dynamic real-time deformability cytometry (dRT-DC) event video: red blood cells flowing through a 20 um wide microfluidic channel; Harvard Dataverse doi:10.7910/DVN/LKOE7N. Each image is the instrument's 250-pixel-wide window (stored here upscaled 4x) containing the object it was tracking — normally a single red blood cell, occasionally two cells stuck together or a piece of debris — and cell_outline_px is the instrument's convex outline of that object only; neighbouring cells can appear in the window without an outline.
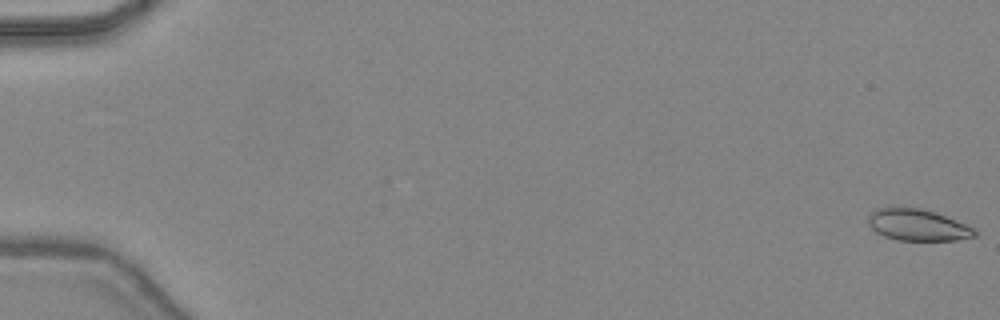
{"species": "common noctule bat (a hibernating species)", "species_latin": "Nyctalus noctula", "temperature_condition": "warm", "stored_images_in_passage": 47, "camera_frame_rate_fps": 3000, "um_per_image_px": 0.085, "animal": {"sex": "female", "body_mass_g": 24.6, "forearm_length_mm": 56.2}, "frame": {"image": 1, "passage_image": 1, "time_ms": 0.0, "image_size_px": [1000, 320], "cell_outline_px": [[976, 236], [956, 240], [896, 240], [884, 236], [876, 232], [868, 224], [868, 216], [876, 208], [920, 208], [944, 216], [976, 228]], "centroid_in_image_um": [77.99, 19.14], "position_along_channel_um": 7.0, "area_um2": 19.31}}
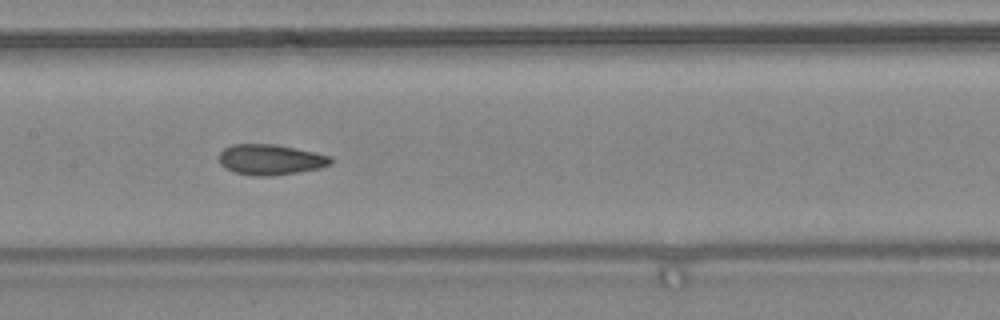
{"frame": {"image": 2, "passage_image": 25, "time_ms": 8.0, "image_size_px": [1000, 320], "cell_outline_px": [[332, 164], [320, 168], [296, 172], [268, 176], [260, 176], [236, 172], [224, 168], [220, 164], [220, 152], [224, 148], [232, 144], [272, 144], [332, 156]], "centroid_in_image_um": [22.98, 13.56], "position_along_channel_um": 184.4, "area_um2": 19.54}}
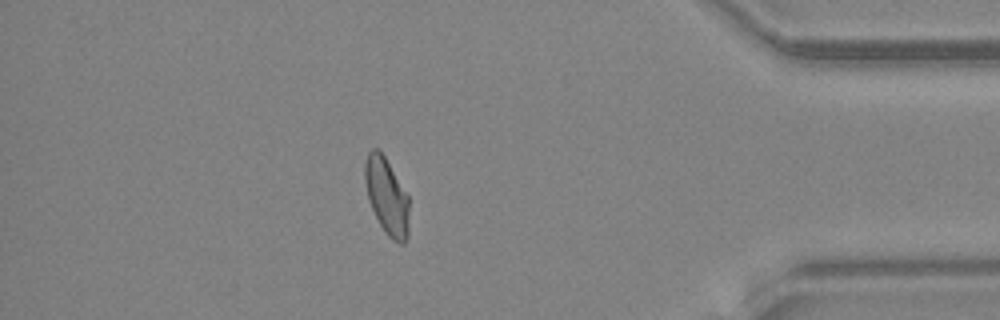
{"frame": {"image": 3, "passage_image": 42, "time_ms": 13.667, "image_size_px": [1000, 320], "cell_outline_px": [[408, 236], [404, 244], [400, 244], [392, 240], [384, 232], [368, 200], [364, 180], [364, 164], [368, 152], [372, 148], [380, 148], [408, 196]], "centroid_in_image_um": [32.85, 16.67], "position_along_channel_um": 402.3, "area_um2": 19.83}, "authors_computed_cell_mechanics": {"area_um2": 19.8254, "velocity_mm_per_s": 4.4826, "shape_relaxation_time_tau1_ms": null, "shape_relaxation_time_tau2_ms": 1.4279, "deformation_change_tau1": null, "deformation_change_tau2": 0.0762}}